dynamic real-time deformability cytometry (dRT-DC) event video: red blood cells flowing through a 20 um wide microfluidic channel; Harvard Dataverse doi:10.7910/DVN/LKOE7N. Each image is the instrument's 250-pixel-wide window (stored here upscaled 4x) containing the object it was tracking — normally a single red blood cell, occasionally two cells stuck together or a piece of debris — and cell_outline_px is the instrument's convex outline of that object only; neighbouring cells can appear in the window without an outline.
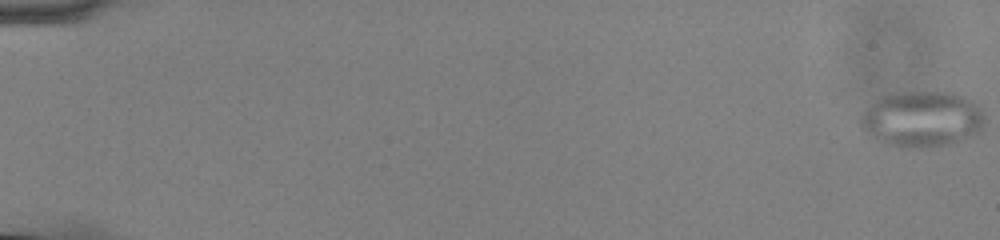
{"species": "common noctule bat (a hibernating species)", "species_latin": "Nyctalus noctula", "temperature_condition": "cold", "stored_images_in_passage": 57, "camera_frame_rate_fps": 3000, "um_per_image_px": 0.085, "animal": {"sex": "male", "body_mass_g": 13.0, "forearm_length_mm": 53.1}, "frame": {"image": 1, "passage_image": 1, "time_ms": 0.0, "image_size_px": [1000, 240], "cell_outline_px": [[984, 124], [980, 132], [948, 144], [920, 148], [904, 148], [884, 144], [860, 128], [860, 120], [864, 112], [876, 96], [892, 92], [952, 92], [964, 96], [972, 100], [980, 108], [984, 116]], "centroid_in_image_um": [78.34, 10.1], "position_along_channel_um": 6.7, "area_um2": 40.75}}
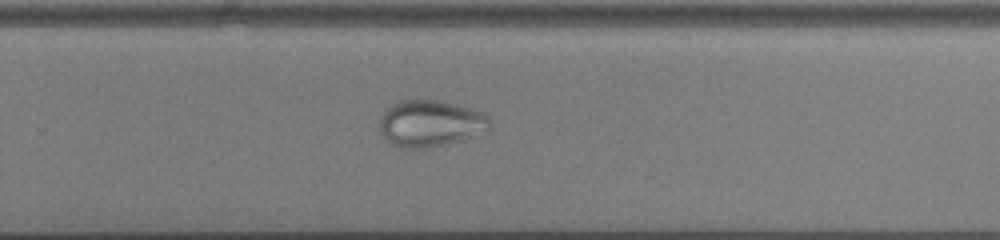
{"frame": {"image": 2, "passage_image": 39, "time_ms": 12.667, "image_size_px": [1000, 240], "cell_outline_px": [[492, 128], [488, 132], [460, 140], [444, 144], [424, 148], [400, 148], [392, 144], [380, 132], [380, 116], [392, 104], [400, 100], [440, 100], [472, 108], [484, 112], [492, 120]], "centroid_in_image_um": [36.65, 10.48], "position_along_channel_um": 293.2, "area_um2": 30.23}}
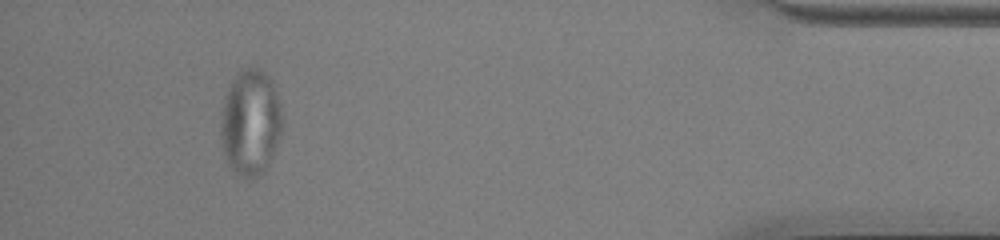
{"frame": {"image": 3, "passage_image": 53, "time_ms": 17.333, "image_size_px": [1000, 240], "cell_outline_px": [[280, 136], [268, 164], [264, 172], [260, 176], [240, 176], [228, 164], [224, 156], [220, 144], [220, 116], [224, 96], [232, 80], [244, 68], [260, 68], [272, 80], [276, 88], [280, 104]], "centroid_in_image_um": [21.25, 10.4], "position_along_channel_um": 413.9, "area_um2": 37.97}}